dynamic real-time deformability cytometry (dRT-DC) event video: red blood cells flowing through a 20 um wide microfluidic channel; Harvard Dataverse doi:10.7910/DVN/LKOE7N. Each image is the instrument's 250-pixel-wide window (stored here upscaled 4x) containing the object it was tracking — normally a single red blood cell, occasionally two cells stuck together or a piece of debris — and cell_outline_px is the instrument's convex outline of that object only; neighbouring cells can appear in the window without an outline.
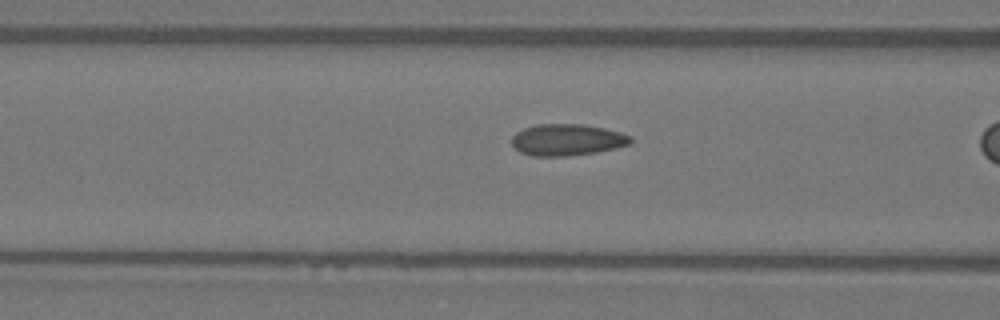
{"species": "Egyptian fruit bat (a non-hibernating species)", "species_latin": "Rousettus aegyptiacus", "temperature_condition": "warm", "stored_images_in_passage": 32, "camera_frame_rate_fps": 3000, "um_per_image_px": 0.085, "animal": {"sex": "female"}, "frame": {"image": 1, "passage_image": 19, "time_ms": 6.0, "image_size_px": [1000, 320], "cell_outline_px": [[632, 140], [628, 144], [616, 148], [596, 152], [568, 156], [532, 156], [520, 152], [512, 144], [512, 136], [516, 132], [524, 128], [536, 124], [584, 124], [604, 128], [620, 132], [632, 136]], "centroid_in_image_um": [48.2, 11.88], "position_along_channel_um": 118.4, "area_um2": 21.91}}
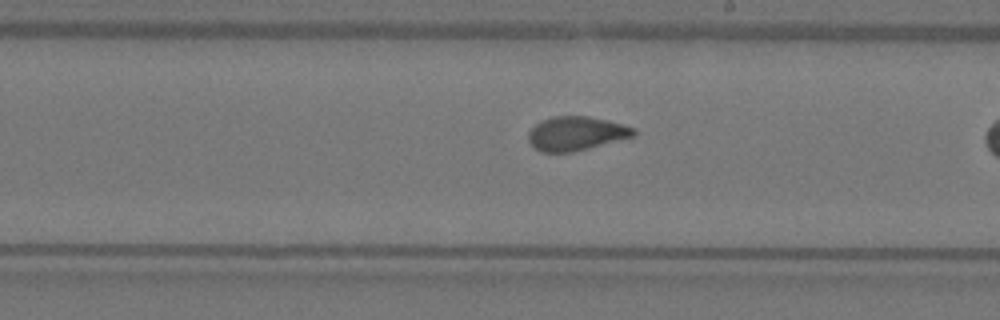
{"frame": {"image": 2, "passage_image": 28, "time_ms": 9.0, "image_size_px": [1000, 320], "cell_outline_px": [[636, 136], [572, 152], [540, 152], [532, 148], [528, 140], [528, 132], [540, 120], [552, 116], [588, 116], [636, 128]], "centroid_in_image_um": [48.93, 11.35], "position_along_channel_um": 240.1, "area_um2": 20.92}}
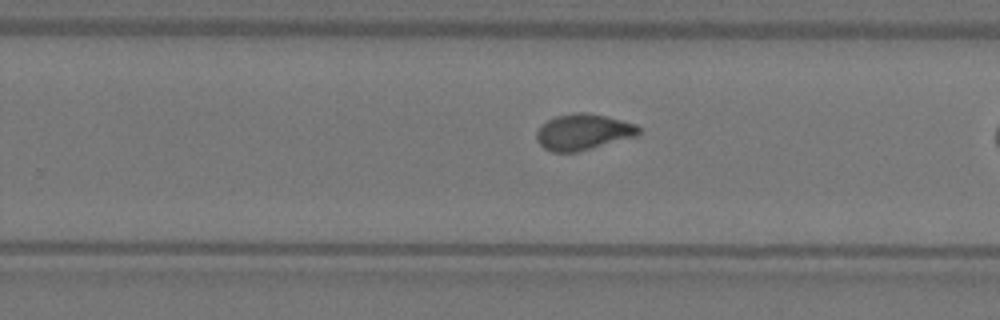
{"frame": {"image": 3, "passage_image": 31, "time_ms": 10.0, "image_size_px": [1000, 320], "cell_outline_px": [[640, 132], [636, 136], [576, 152], [552, 152], [544, 148], [536, 140], [536, 132], [548, 120], [556, 116], [576, 112], [588, 112], [636, 124], [640, 128]], "centroid_in_image_um": [49.55, 11.22], "position_along_channel_um": 280.2, "area_um2": 21.15}}